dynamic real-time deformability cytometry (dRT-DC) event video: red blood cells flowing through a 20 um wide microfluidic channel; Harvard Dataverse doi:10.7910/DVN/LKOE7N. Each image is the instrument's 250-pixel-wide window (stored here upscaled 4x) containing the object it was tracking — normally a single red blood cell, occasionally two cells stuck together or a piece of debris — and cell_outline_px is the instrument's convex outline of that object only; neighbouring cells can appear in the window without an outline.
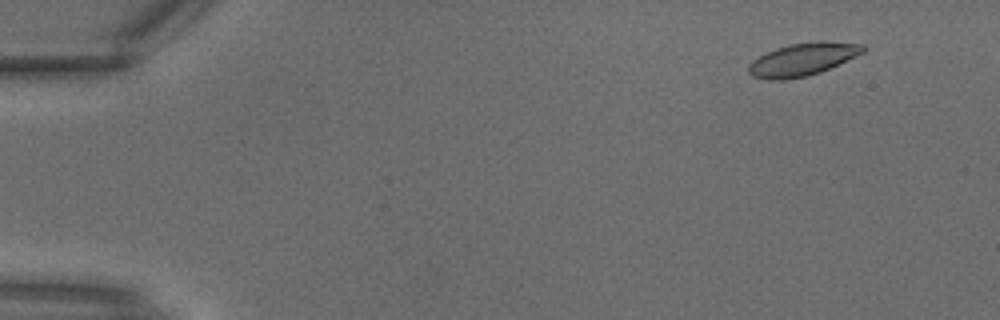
{"species": "common noctule bat (a hibernating species)", "species_latin": "Nyctalus noctula", "temperature_condition": "warm", "stored_images_in_passage": 21, "camera_frame_rate_fps": 3000, "um_per_image_px": 0.085, "animal": {"sex": "male", "body_mass_g": 18.8}, "frame": {"image": 1, "passage_image": 3, "time_ms": 0.667, "image_size_px": [1000, 320], "cell_outline_px": [[868, 48], [864, 52], [820, 72], [808, 76], [784, 80], [768, 80], [752, 76], [748, 72], [748, 64], [752, 60], [776, 48], [788, 44], [864, 44]], "centroid_in_image_um": [68.13, 5.11], "position_along_channel_um": 16.9, "area_um2": 20.87}}
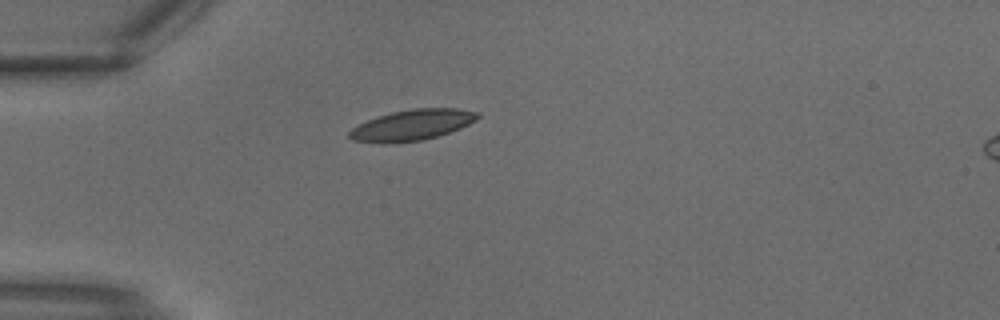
{"frame": {"image": 2, "passage_image": 9, "time_ms": 2.667, "image_size_px": [1000, 320], "cell_outline_px": [[480, 116], [476, 120], [460, 128], [424, 140], [392, 144], [380, 144], [352, 140], [348, 136], [348, 132], [352, 128], [368, 120], [392, 112], [412, 108], [460, 108], [480, 112]], "centroid_in_image_um": [35.03, 10.64], "position_along_channel_um": 50.0, "area_um2": 23.18}}
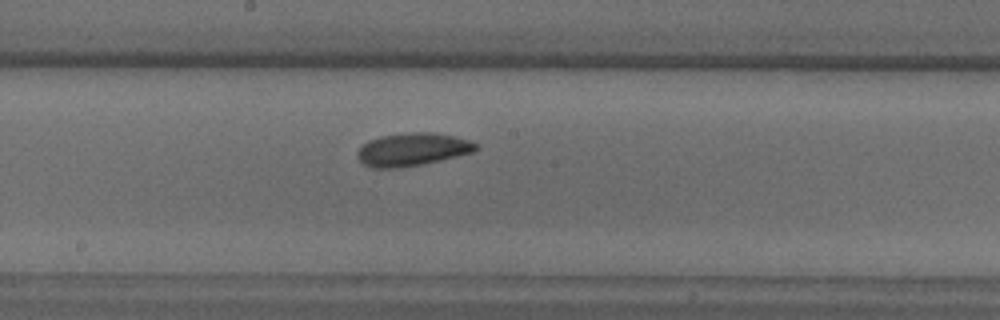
{"frame": {"image": 3, "passage_image": 17, "time_ms": 5.333, "image_size_px": [1000, 320], "cell_outline_px": [[480, 148], [472, 152], [424, 164], [400, 168], [372, 168], [364, 164], [356, 156], [356, 152], [368, 140], [380, 136], [408, 132], [432, 132], [452, 136], [468, 140], [476, 144]], "centroid_in_image_um": [35.02, 12.71], "position_along_channel_um": 213.2, "area_um2": 22.72}}